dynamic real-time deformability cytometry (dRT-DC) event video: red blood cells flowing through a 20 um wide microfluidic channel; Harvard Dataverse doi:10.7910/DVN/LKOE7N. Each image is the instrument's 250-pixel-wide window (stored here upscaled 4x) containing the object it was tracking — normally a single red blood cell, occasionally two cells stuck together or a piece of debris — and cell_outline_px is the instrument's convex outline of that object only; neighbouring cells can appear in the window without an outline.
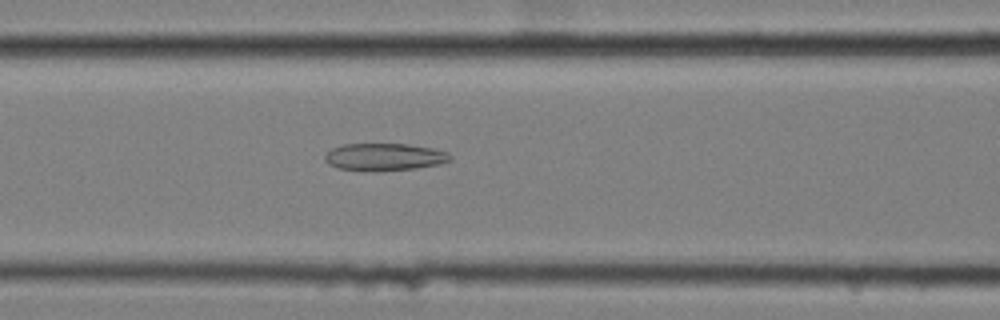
{"species": "common noctule bat (a hibernating species)", "species_latin": "Nyctalus noctula", "temperature_condition": "cold", "stored_images_in_passage": 45, "camera_frame_rate_fps": 3000, "um_per_image_px": 0.085, "animal": {"sex": "female", "body_mass_g": 25.1}, "frame": {"image": 1, "passage_image": 19, "time_ms": 6.0, "image_size_px": [1000, 320], "cell_outline_px": [[452, 160], [436, 164], [416, 168], [336, 168], [328, 164], [324, 160], [324, 156], [332, 148], [344, 144], [408, 144], [432, 148], [448, 152], [452, 156]], "centroid_in_image_um": [32.69, 13.28], "position_along_channel_um": 133.9, "area_um2": 18.96}}
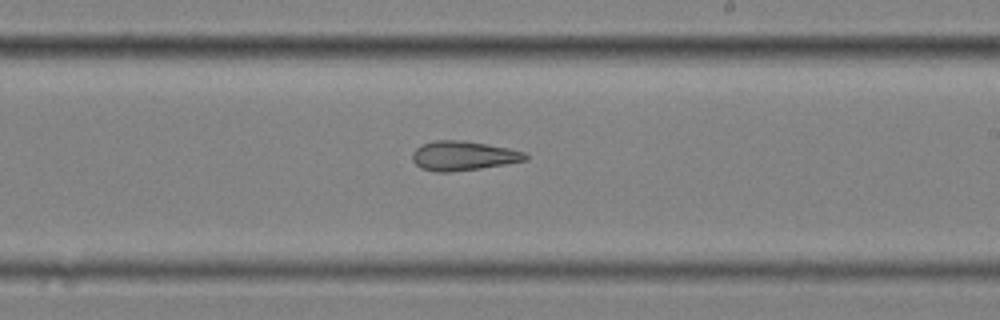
{"frame": {"image": 2, "passage_image": 29, "time_ms": 9.333, "image_size_px": [1000, 320], "cell_outline_px": [[528, 160], [480, 168], [448, 172], [436, 172], [420, 168], [412, 160], [412, 152], [416, 148], [424, 144], [436, 140], [464, 140], [508, 148], [528, 152]], "centroid_in_image_um": [39.39, 13.24], "position_along_channel_um": 249.6, "area_um2": 19.36}}
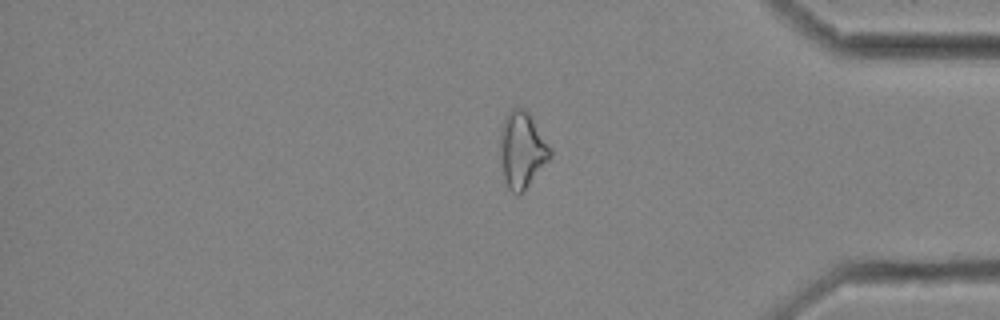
{"frame": {"image": 3, "passage_image": 43, "time_ms": 14.0, "image_size_px": [1000, 320], "cell_outline_px": [[552, 156], [528, 184], [516, 196], [508, 188], [504, 176], [500, 156], [500, 132], [504, 120], [508, 112], [512, 108], [524, 108], [528, 112], [552, 148]], "centroid_in_image_um": [44.37, 12.71], "position_along_channel_um": 390.8, "area_um2": 21.85}, "authors_computed_cell_mechanics": {"area_um2": 20.2878, "velocity_mm_per_s": 3.4758, "shape_relaxation_time_tau1_ms": null, "shape_relaxation_time_tau2_ms": 7.9378, "deformation_change_tau1": null, "deformation_change_tau2": 0.2009}}